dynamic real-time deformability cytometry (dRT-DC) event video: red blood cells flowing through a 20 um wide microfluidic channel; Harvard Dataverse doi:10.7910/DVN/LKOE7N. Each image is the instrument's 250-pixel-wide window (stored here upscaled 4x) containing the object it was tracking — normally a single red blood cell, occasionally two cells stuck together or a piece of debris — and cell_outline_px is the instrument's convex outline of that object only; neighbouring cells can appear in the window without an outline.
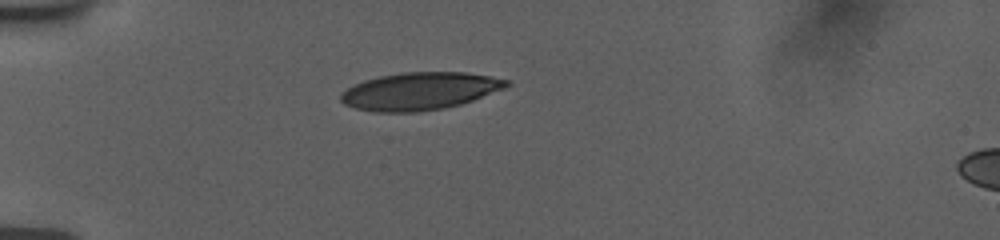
{"species": "human", "species_latin": "Homo sapiens", "temperature_condition": "room temperature", "stored_images_in_passage": 25, "camera_frame_rate_fps": 3000, "um_per_image_px": 0.085, "donor": {"sex": "female"}, "frame": {"image": 1, "passage_image": 1, "time_ms": 0.0, "image_size_px": [1000, 240], "cell_outline_px": [[512, 84], [508, 88], [460, 104], [444, 108], [412, 112], [376, 112], [356, 108], [344, 104], [340, 100], [340, 92], [364, 80], [380, 76], [404, 72], [468, 72], [512, 80]], "centroid_in_image_um": [35.74, 7.74], "position_along_channel_um": 49.3, "area_um2": 36.41}}
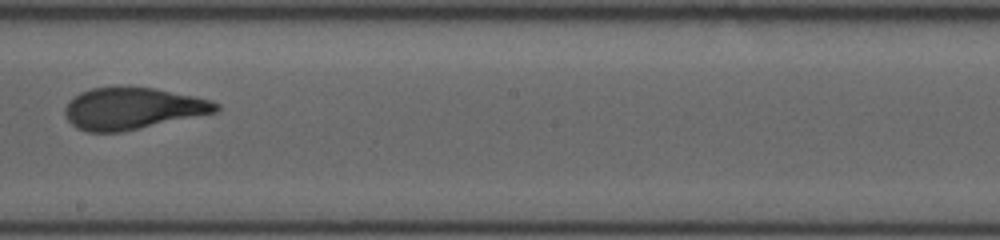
{"frame": {"image": 2, "passage_image": 11, "time_ms": 5.667, "image_size_px": [1000, 240], "cell_outline_px": [[220, 108], [216, 112], [116, 132], [88, 132], [76, 128], [68, 120], [64, 112], [64, 108], [68, 100], [80, 92], [92, 88], [120, 84], [128, 84], [156, 88], [196, 96], [212, 100], [220, 104]], "centroid_in_image_um": [11.23, 9.16], "position_along_channel_um": 237.0, "area_um2": 37.22}}
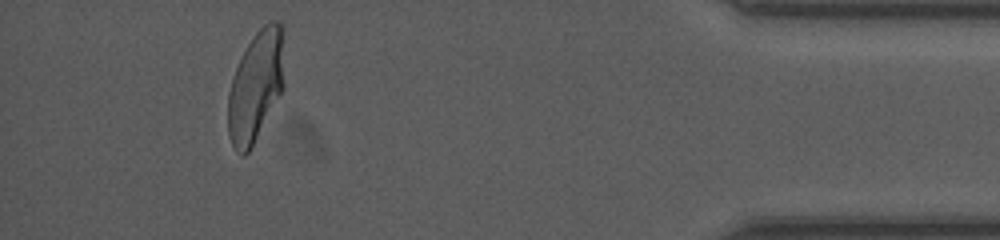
{"frame": {"image": 3, "passage_image": 22, "time_ms": 11.667, "image_size_px": [1000, 240], "cell_outline_px": [[284, 88], [252, 148], [244, 156], [240, 156], [236, 152], [228, 136], [228, 92], [236, 68], [248, 44], [256, 32], [268, 20], [280, 20], [284, 28]], "centroid_in_image_um": [21.78, 7.32], "position_along_channel_um": 413.4, "area_um2": 36.99}, "authors_computed_cell_mechanics": {"area_um2": 36.703, "velocity_mm_per_s": 3.7715, "shape_relaxation_time_tau1_ms": 4.6489, "shape_relaxation_time_tau2_ms": null, "deformation_change_tau1": 0.177, "deformation_change_tau2": null}}